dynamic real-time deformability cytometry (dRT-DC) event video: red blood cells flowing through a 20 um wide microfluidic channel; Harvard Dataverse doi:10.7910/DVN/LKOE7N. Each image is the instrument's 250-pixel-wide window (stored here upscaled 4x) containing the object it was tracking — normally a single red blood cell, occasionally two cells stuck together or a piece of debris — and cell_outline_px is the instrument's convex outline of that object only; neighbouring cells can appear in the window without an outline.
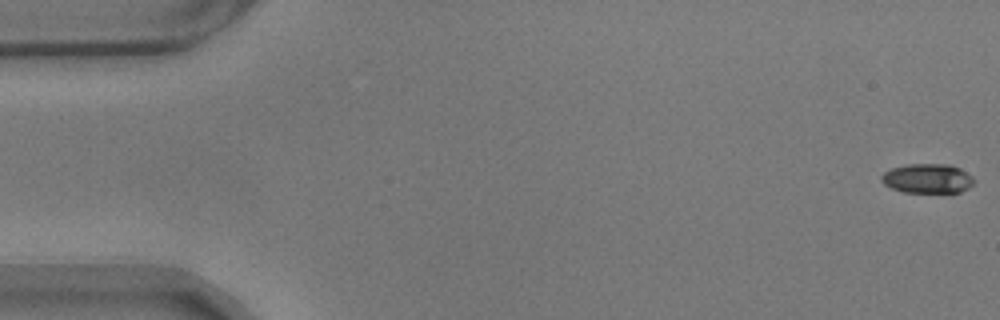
{"species": "common noctule bat (a hibernating species)", "species_latin": "Nyctalus noctula", "temperature_condition": "warm", "stored_images_in_passage": 47, "camera_frame_rate_fps": 3000, "um_per_image_px": 0.085, "animal": {"sex": "male", "body_mass_g": 17.9}, "frame": {"image": 1, "passage_image": 1, "time_ms": 0.0, "image_size_px": [1000, 320], "cell_outline_px": [[972, 184], [968, 188], [960, 192], [904, 192], [892, 188], [884, 184], [880, 180], [880, 176], [884, 172], [892, 168], [908, 164], [948, 164], [960, 168], [972, 176]], "centroid_in_image_um": [78.81, 15.16], "position_along_channel_um": 6.2, "area_um2": 15.78}}
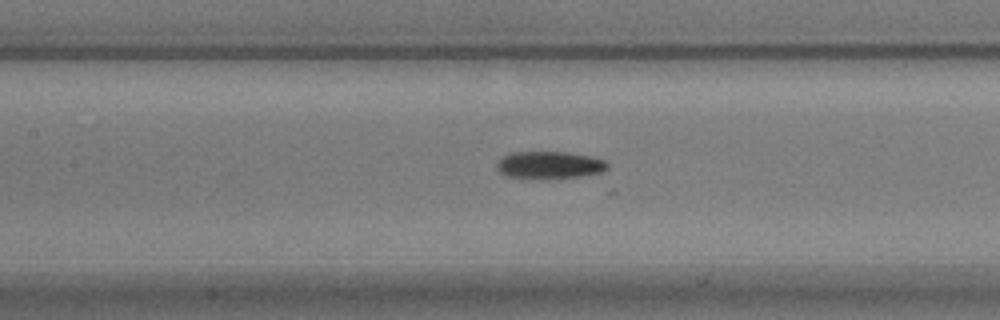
{"frame": {"image": 2, "passage_image": 26, "time_ms": 8.333, "image_size_px": [1000, 320], "cell_outline_px": [[608, 168], [600, 172], [580, 176], [504, 176], [496, 168], [496, 164], [500, 156], [508, 152], [568, 152], [592, 156], [604, 160], [608, 164]], "centroid_in_image_um": [46.67, 13.96], "position_along_channel_um": 160.7, "area_um2": 17.05}}
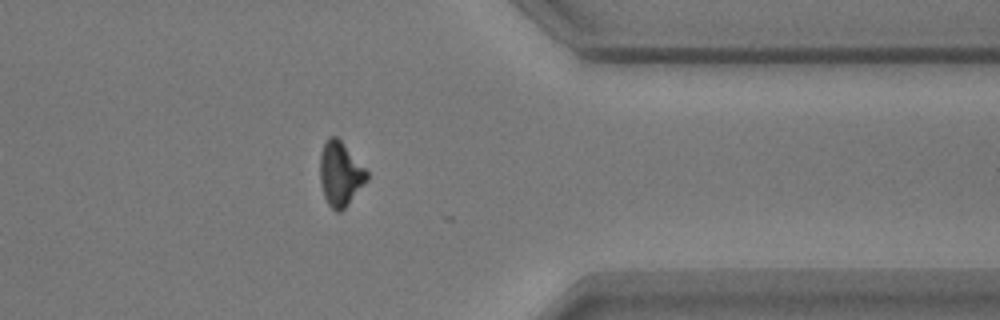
{"frame": {"image": 3, "passage_image": 46, "time_ms": 15.0, "image_size_px": [1000, 320], "cell_outline_px": [[368, 180], [344, 208], [340, 212], [336, 212], [328, 204], [324, 196], [320, 184], [320, 156], [324, 144], [328, 136], [336, 136], [340, 140], [368, 172]], "centroid_in_image_um": [28.91, 14.79], "position_along_channel_um": 382.5, "area_um2": 17.34}}